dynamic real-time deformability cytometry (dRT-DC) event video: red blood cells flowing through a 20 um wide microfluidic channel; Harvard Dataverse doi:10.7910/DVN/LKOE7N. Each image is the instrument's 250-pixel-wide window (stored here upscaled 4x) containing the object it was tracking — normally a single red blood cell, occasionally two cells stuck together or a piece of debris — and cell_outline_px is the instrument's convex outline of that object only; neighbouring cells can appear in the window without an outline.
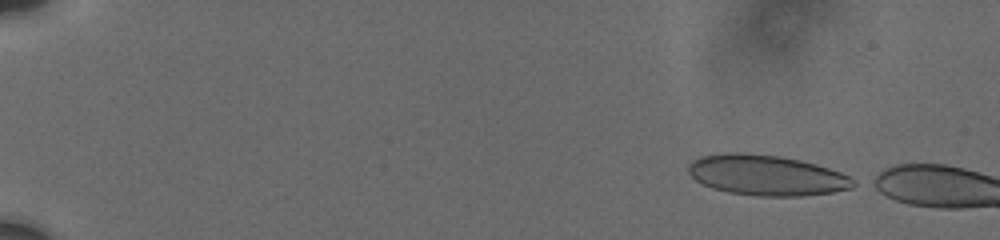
{"species": "human", "species_latin": "Homo sapiens", "temperature_condition": "cold", "stored_images_in_passage": 2, "camera_frame_rate_fps": 3000, "um_per_image_px": 0.085, "donor": {"sex": "male"}, "frame": {"image": 1, "passage_image": 1, "time_ms": 0.0, "image_size_px": [1000, 240], "cell_outline_px": [[860, 184], [852, 188], [832, 192], [800, 196], [756, 196], [728, 192], [712, 188], [696, 180], [688, 172], [688, 164], [692, 160], [700, 156], [728, 152], [740, 152], [776, 156], [800, 160], [816, 164], [840, 172], [856, 180]], "centroid_in_image_um": [65.16, 14.9], "position_along_channel_um": 19.8, "area_um2": 38.96}}